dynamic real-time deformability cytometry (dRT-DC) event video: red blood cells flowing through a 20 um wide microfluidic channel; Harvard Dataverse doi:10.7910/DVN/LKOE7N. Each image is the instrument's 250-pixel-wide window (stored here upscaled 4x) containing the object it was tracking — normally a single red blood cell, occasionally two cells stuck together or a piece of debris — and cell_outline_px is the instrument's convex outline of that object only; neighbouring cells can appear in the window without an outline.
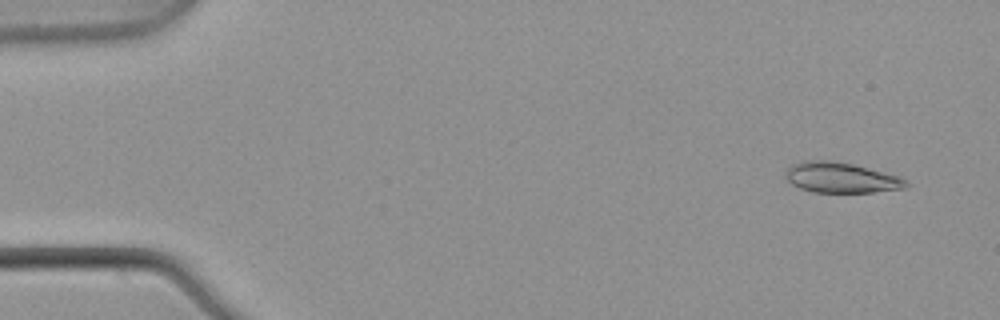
{"species": "common noctule bat (a hibernating species)", "species_latin": "Nyctalus noctula", "temperature_condition": "warm", "stored_images_in_passage": 5, "camera_frame_rate_fps": 3000, "um_per_image_px": 0.085, "animal": {"sex": "male", "body_mass_g": 21.5, "forearm_length_mm": 52.0}, "frame": {"image": 1, "passage_image": 1, "time_ms": 0.0, "image_size_px": [1000, 320], "cell_outline_px": [[908, 184], [904, 188], [872, 192], [812, 192], [800, 188], [792, 184], [784, 176], [784, 172], [792, 164], [804, 160], [828, 160], [852, 164], [900, 176]], "centroid_in_image_um": [71.43, 15.09], "position_along_channel_um": 13.6, "area_um2": 21.21}}
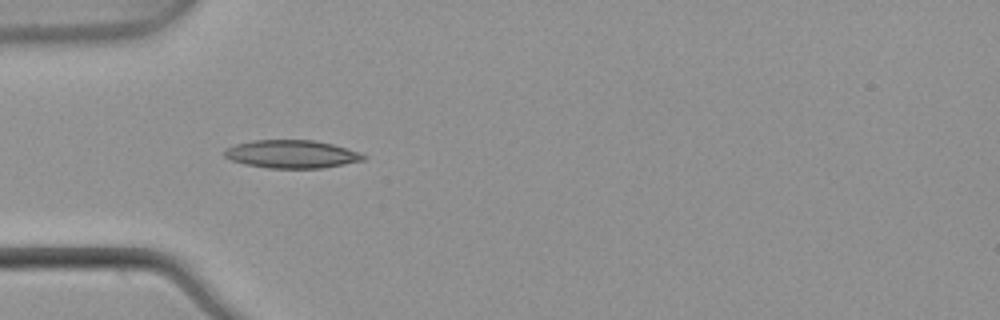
{"frame": {"image": 2, "passage_image": 4, "time_ms": 1.0, "image_size_px": [1000, 320], "cell_outline_px": [[368, 156], [364, 160], [344, 164], [320, 168], [268, 168], [244, 164], [232, 160], [224, 156], [224, 148], [236, 144], [252, 140], [312, 140], [332, 144], [360, 152]], "centroid_in_image_um": [24.78, 13.1], "position_along_channel_um": 60.2, "area_um2": 22.72}}
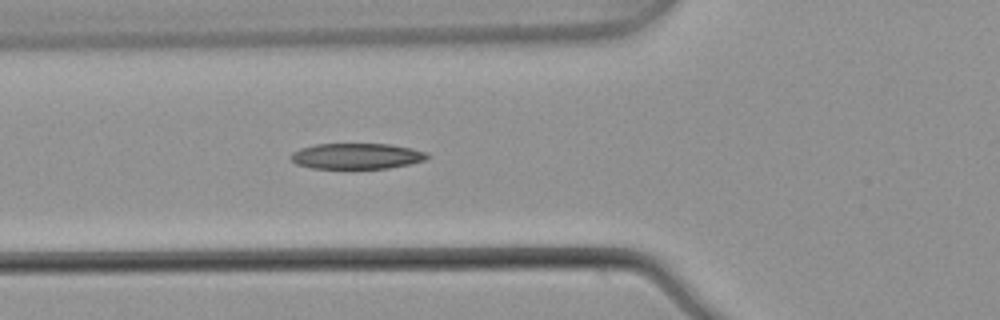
{"frame": {"image": 3, "passage_image": 5, "time_ms": 1.333, "image_size_px": [1000, 320], "cell_outline_px": [[428, 156], [424, 160], [408, 164], [388, 168], [312, 168], [296, 164], [292, 160], [292, 152], [300, 148], [316, 144], [388, 144], [412, 148], [428, 152]], "centroid_in_image_um": [30.32, 13.26], "position_along_channel_um": 95.5, "area_um2": 20.29}}